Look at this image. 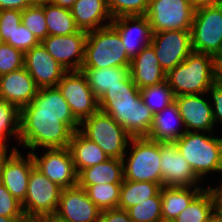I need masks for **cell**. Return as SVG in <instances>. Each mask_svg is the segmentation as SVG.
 Instances as JSON below:
<instances>
[{
	"label": "cell",
	"mask_w": 222,
	"mask_h": 222,
	"mask_svg": "<svg viewBox=\"0 0 222 222\" xmlns=\"http://www.w3.org/2000/svg\"><path fill=\"white\" fill-rule=\"evenodd\" d=\"M99 109L114 118L132 137L148 136L154 114L143 103L131 74L102 95Z\"/></svg>",
	"instance_id": "6da1fadb"
},
{
	"label": "cell",
	"mask_w": 222,
	"mask_h": 222,
	"mask_svg": "<svg viewBox=\"0 0 222 222\" xmlns=\"http://www.w3.org/2000/svg\"><path fill=\"white\" fill-rule=\"evenodd\" d=\"M79 125L73 114L20 113L18 144L28 152L37 148H67Z\"/></svg>",
	"instance_id": "7a4b0ae2"
},
{
	"label": "cell",
	"mask_w": 222,
	"mask_h": 222,
	"mask_svg": "<svg viewBox=\"0 0 222 222\" xmlns=\"http://www.w3.org/2000/svg\"><path fill=\"white\" fill-rule=\"evenodd\" d=\"M219 78L220 68L217 59L212 55L194 51L166 74V82L175 97L207 94Z\"/></svg>",
	"instance_id": "3957f363"
},
{
	"label": "cell",
	"mask_w": 222,
	"mask_h": 222,
	"mask_svg": "<svg viewBox=\"0 0 222 222\" xmlns=\"http://www.w3.org/2000/svg\"><path fill=\"white\" fill-rule=\"evenodd\" d=\"M185 132L175 144L194 174L201 180L209 173H222V137L213 132Z\"/></svg>",
	"instance_id": "277c9868"
},
{
	"label": "cell",
	"mask_w": 222,
	"mask_h": 222,
	"mask_svg": "<svg viewBox=\"0 0 222 222\" xmlns=\"http://www.w3.org/2000/svg\"><path fill=\"white\" fill-rule=\"evenodd\" d=\"M119 33L111 26L87 32L82 68L130 67Z\"/></svg>",
	"instance_id": "5b68a950"
},
{
	"label": "cell",
	"mask_w": 222,
	"mask_h": 222,
	"mask_svg": "<svg viewBox=\"0 0 222 222\" xmlns=\"http://www.w3.org/2000/svg\"><path fill=\"white\" fill-rule=\"evenodd\" d=\"M78 131L95 142L110 158L122 159L132 138L114 118L100 110L81 121Z\"/></svg>",
	"instance_id": "8992f818"
},
{
	"label": "cell",
	"mask_w": 222,
	"mask_h": 222,
	"mask_svg": "<svg viewBox=\"0 0 222 222\" xmlns=\"http://www.w3.org/2000/svg\"><path fill=\"white\" fill-rule=\"evenodd\" d=\"M129 145H132L129 155L126 152L122 158L124 179L154 182L162 186L160 142L147 137H132Z\"/></svg>",
	"instance_id": "52a82bcc"
},
{
	"label": "cell",
	"mask_w": 222,
	"mask_h": 222,
	"mask_svg": "<svg viewBox=\"0 0 222 222\" xmlns=\"http://www.w3.org/2000/svg\"><path fill=\"white\" fill-rule=\"evenodd\" d=\"M190 32L192 50L217 59L222 53V3L196 7Z\"/></svg>",
	"instance_id": "ba28073f"
},
{
	"label": "cell",
	"mask_w": 222,
	"mask_h": 222,
	"mask_svg": "<svg viewBox=\"0 0 222 222\" xmlns=\"http://www.w3.org/2000/svg\"><path fill=\"white\" fill-rule=\"evenodd\" d=\"M62 189L34 166L28 181L27 195L21 203L28 222L36 217L55 215Z\"/></svg>",
	"instance_id": "9c48e42d"
},
{
	"label": "cell",
	"mask_w": 222,
	"mask_h": 222,
	"mask_svg": "<svg viewBox=\"0 0 222 222\" xmlns=\"http://www.w3.org/2000/svg\"><path fill=\"white\" fill-rule=\"evenodd\" d=\"M195 8L190 0H151L145 16L152 33L191 30Z\"/></svg>",
	"instance_id": "30bf717a"
},
{
	"label": "cell",
	"mask_w": 222,
	"mask_h": 222,
	"mask_svg": "<svg viewBox=\"0 0 222 222\" xmlns=\"http://www.w3.org/2000/svg\"><path fill=\"white\" fill-rule=\"evenodd\" d=\"M56 87L79 122L100 110L99 99L94 95L82 71H67Z\"/></svg>",
	"instance_id": "8fae6325"
},
{
	"label": "cell",
	"mask_w": 222,
	"mask_h": 222,
	"mask_svg": "<svg viewBox=\"0 0 222 222\" xmlns=\"http://www.w3.org/2000/svg\"><path fill=\"white\" fill-rule=\"evenodd\" d=\"M150 45L163 71L167 74L193 51L190 30H167L152 34Z\"/></svg>",
	"instance_id": "7c38bea8"
},
{
	"label": "cell",
	"mask_w": 222,
	"mask_h": 222,
	"mask_svg": "<svg viewBox=\"0 0 222 222\" xmlns=\"http://www.w3.org/2000/svg\"><path fill=\"white\" fill-rule=\"evenodd\" d=\"M45 150L41 156L36 151L30 152L35 167L63 189L76 186L78 173L68 147Z\"/></svg>",
	"instance_id": "4fadbf2b"
},
{
	"label": "cell",
	"mask_w": 222,
	"mask_h": 222,
	"mask_svg": "<svg viewBox=\"0 0 222 222\" xmlns=\"http://www.w3.org/2000/svg\"><path fill=\"white\" fill-rule=\"evenodd\" d=\"M10 150L0 164V181L22 203L27 195L29 177L35 164L30 152L24 158L16 146Z\"/></svg>",
	"instance_id": "5bb4252c"
},
{
	"label": "cell",
	"mask_w": 222,
	"mask_h": 222,
	"mask_svg": "<svg viewBox=\"0 0 222 222\" xmlns=\"http://www.w3.org/2000/svg\"><path fill=\"white\" fill-rule=\"evenodd\" d=\"M87 32L71 35H48L41 43L47 52L67 71H80L84 62Z\"/></svg>",
	"instance_id": "9a60e30c"
},
{
	"label": "cell",
	"mask_w": 222,
	"mask_h": 222,
	"mask_svg": "<svg viewBox=\"0 0 222 222\" xmlns=\"http://www.w3.org/2000/svg\"><path fill=\"white\" fill-rule=\"evenodd\" d=\"M162 186L200 187L202 182L179 152L175 142H160Z\"/></svg>",
	"instance_id": "2e32d148"
},
{
	"label": "cell",
	"mask_w": 222,
	"mask_h": 222,
	"mask_svg": "<svg viewBox=\"0 0 222 222\" xmlns=\"http://www.w3.org/2000/svg\"><path fill=\"white\" fill-rule=\"evenodd\" d=\"M101 210L78 185L61 191L55 216L65 222H97Z\"/></svg>",
	"instance_id": "e0dca14e"
},
{
	"label": "cell",
	"mask_w": 222,
	"mask_h": 222,
	"mask_svg": "<svg viewBox=\"0 0 222 222\" xmlns=\"http://www.w3.org/2000/svg\"><path fill=\"white\" fill-rule=\"evenodd\" d=\"M24 68L37 87H56L67 70L59 64L42 43L24 53Z\"/></svg>",
	"instance_id": "ac0fdd59"
},
{
	"label": "cell",
	"mask_w": 222,
	"mask_h": 222,
	"mask_svg": "<svg viewBox=\"0 0 222 222\" xmlns=\"http://www.w3.org/2000/svg\"><path fill=\"white\" fill-rule=\"evenodd\" d=\"M204 95H179L175 97L179 113L183 118L187 132H213L216 125L213 119L212 106Z\"/></svg>",
	"instance_id": "d6986e66"
},
{
	"label": "cell",
	"mask_w": 222,
	"mask_h": 222,
	"mask_svg": "<svg viewBox=\"0 0 222 222\" xmlns=\"http://www.w3.org/2000/svg\"><path fill=\"white\" fill-rule=\"evenodd\" d=\"M111 26L119 33L130 59L150 45L153 33L145 15L117 17L113 19Z\"/></svg>",
	"instance_id": "ffe728a7"
},
{
	"label": "cell",
	"mask_w": 222,
	"mask_h": 222,
	"mask_svg": "<svg viewBox=\"0 0 222 222\" xmlns=\"http://www.w3.org/2000/svg\"><path fill=\"white\" fill-rule=\"evenodd\" d=\"M38 89L24 67L0 76V99L16 105L19 109L33 101Z\"/></svg>",
	"instance_id": "44dd1931"
},
{
	"label": "cell",
	"mask_w": 222,
	"mask_h": 222,
	"mask_svg": "<svg viewBox=\"0 0 222 222\" xmlns=\"http://www.w3.org/2000/svg\"><path fill=\"white\" fill-rule=\"evenodd\" d=\"M130 74L139 89L166 81V73L161 68L151 45L144 47L131 59Z\"/></svg>",
	"instance_id": "7402d4cb"
},
{
	"label": "cell",
	"mask_w": 222,
	"mask_h": 222,
	"mask_svg": "<svg viewBox=\"0 0 222 222\" xmlns=\"http://www.w3.org/2000/svg\"><path fill=\"white\" fill-rule=\"evenodd\" d=\"M71 12L77 27L86 32L107 27L113 21L106 0H78Z\"/></svg>",
	"instance_id": "603a6c76"
},
{
	"label": "cell",
	"mask_w": 222,
	"mask_h": 222,
	"mask_svg": "<svg viewBox=\"0 0 222 222\" xmlns=\"http://www.w3.org/2000/svg\"><path fill=\"white\" fill-rule=\"evenodd\" d=\"M185 132L183 118L179 113L177 104L173 102L162 111L154 114L147 138L158 142H175Z\"/></svg>",
	"instance_id": "cb8c5ba5"
},
{
	"label": "cell",
	"mask_w": 222,
	"mask_h": 222,
	"mask_svg": "<svg viewBox=\"0 0 222 222\" xmlns=\"http://www.w3.org/2000/svg\"><path fill=\"white\" fill-rule=\"evenodd\" d=\"M68 149L77 173L110 158L95 142L84 137L78 130L73 133Z\"/></svg>",
	"instance_id": "d4e9b609"
},
{
	"label": "cell",
	"mask_w": 222,
	"mask_h": 222,
	"mask_svg": "<svg viewBox=\"0 0 222 222\" xmlns=\"http://www.w3.org/2000/svg\"><path fill=\"white\" fill-rule=\"evenodd\" d=\"M203 189V187L162 186L160 190L162 218L175 220Z\"/></svg>",
	"instance_id": "484cf974"
},
{
	"label": "cell",
	"mask_w": 222,
	"mask_h": 222,
	"mask_svg": "<svg viewBox=\"0 0 222 222\" xmlns=\"http://www.w3.org/2000/svg\"><path fill=\"white\" fill-rule=\"evenodd\" d=\"M123 180V160L109 158L105 162L82 169L78 173L77 185L122 183Z\"/></svg>",
	"instance_id": "4316f807"
},
{
	"label": "cell",
	"mask_w": 222,
	"mask_h": 222,
	"mask_svg": "<svg viewBox=\"0 0 222 222\" xmlns=\"http://www.w3.org/2000/svg\"><path fill=\"white\" fill-rule=\"evenodd\" d=\"M20 113L73 114L57 87L38 89L33 101L22 107Z\"/></svg>",
	"instance_id": "83f0119b"
},
{
	"label": "cell",
	"mask_w": 222,
	"mask_h": 222,
	"mask_svg": "<svg viewBox=\"0 0 222 222\" xmlns=\"http://www.w3.org/2000/svg\"><path fill=\"white\" fill-rule=\"evenodd\" d=\"M94 95L100 99L102 95L130 75V67L81 68Z\"/></svg>",
	"instance_id": "f1b7e54d"
},
{
	"label": "cell",
	"mask_w": 222,
	"mask_h": 222,
	"mask_svg": "<svg viewBox=\"0 0 222 222\" xmlns=\"http://www.w3.org/2000/svg\"><path fill=\"white\" fill-rule=\"evenodd\" d=\"M161 185L147 181L123 180L120 189L118 208L128 210L144 200L155 197L161 190Z\"/></svg>",
	"instance_id": "f546056e"
},
{
	"label": "cell",
	"mask_w": 222,
	"mask_h": 222,
	"mask_svg": "<svg viewBox=\"0 0 222 222\" xmlns=\"http://www.w3.org/2000/svg\"><path fill=\"white\" fill-rule=\"evenodd\" d=\"M44 15L48 35H71L80 30L75 23L71 9L44 0Z\"/></svg>",
	"instance_id": "4dcf8cb0"
},
{
	"label": "cell",
	"mask_w": 222,
	"mask_h": 222,
	"mask_svg": "<svg viewBox=\"0 0 222 222\" xmlns=\"http://www.w3.org/2000/svg\"><path fill=\"white\" fill-rule=\"evenodd\" d=\"M216 209L215 196L209 187L204 189L181 212L175 222H204Z\"/></svg>",
	"instance_id": "1f68e13d"
},
{
	"label": "cell",
	"mask_w": 222,
	"mask_h": 222,
	"mask_svg": "<svg viewBox=\"0 0 222 222\" xmlns=\"http://www.w3.org/2000/svg\"><path fill=\"white\" fill-rule=\"evenodd\" d=\"M87 191L90 200L101 210L118 208L121 183L78 185Z\"/></svg>",
	"instance_id": "d6a6232c"
},
{
	"label": "cell",
	"mask_w": 222,
	"mask_h": 222,
	"mask_svg": "<svg viewBox=\"0 0 222 222\" xmlns=\"http://www.w3.org/2000/svg\"><path fill=\"white\" fill-rule=\"evenodd\" d=\"M143 103L156 114L175 102V95L166 81L140 89Z\"/></svg>",
	"instance_id": "836d02e7"
},
{
	"label": "cell",
	"mask_w": 222,
	"mask_h": 222,
	"mask_svg": "<svg viewBox=\"0 0 222 222\" xmlns=\"http://www.w3.org/2000/svg\"><path fill=\"white\" fill-rule=\"evenodd\" d=\"M20 133V109L5 100L0 99V141L8 147L6 141L9 137L19 142ZM8 137V138H7Z\"/></svg>",
	"instance_id": "e575fe53"
},
{
	"label": "cell",
	"mask_w": 222,
	"mask_h": 222,
	"mask_svg": "<svg viewBox=\"0 0 222 222\" xmlns=\"http://www.w3.org/2000/svg\"><path fill=\"white\" fill-rule=\"evenodd\" d=\"M41 42L48 36L44 15V0H38L22 11V22Z\"/></svg>",
	"instance_id": "d590c367"
},
{
	"label": "cell",
	"mask_w": 222,
	"mask_h": 222,
	"mask_svg": "<svg viewBox=\"0 0 222 222\" xmlns=\"http://www.w3.org/2000/svg\"><path fill=\"white\" fill-rule=\"evenodd\" d=\"M127 211L133 222H159L162 219L160 192L155 197L144 200Z\"/></svg>",
	"instance_id": "8d00e7d4"
},
{
	"label": "cell",
	"mask_w": 222,
	"mask_h": 222,
	"mask_svg": "<svg viewBox=\"0 0 222 222\" xmlns=\"http://www.w3.org/2000/svg\"><path fill=\"white\" fill-rule=\"evenodd\" d=\"M113 19L121 16L145 15L151 0H106Z\"/></svg>",
	"instance_id": "74e56055"
},
{
	"label": "cell",
	"mask_w": 222,
	"mask_h": 222,
	"mask_svg": "<svg viewBox=\"0 0 222 222\" xmlns=\"http://www.w3.org/2000/svg\"><path fill=\"white\" fill-rule=\"evenodd\" d=\"M23 67L24 53L10 44L0 43V76Z\"/></svg>",
	"instance_id": "f35d334b"
},
{
	"label": "cell",
	"mask_w": 222,
	"mask_h": 222,
	"mask_svg": "<svg viewBox=\"0 0 222 222\" xmlns=\"http://www.w3.org/2000/svg\"><path fill=\"white\" fill-rule=\"evenodd\" d=\"M22 22V11L6 9L0 10V37L2 42L13 40V32Z\"/></svg>",
	"instance_id": "ab89813d"
},
{
	"label": "cell",
	"mask_w": 222,
	"mask_h": 222,
	"mask_svg": "<svg viewBox=\"0 0 222 222\" xmlns=\"http://www.w3.org/2000/svg\"><path fill=\"white\" fill-rule=\"evenodd\" d=\"M0 216L26 218L19 202L0 181Z\"/></svg>",
	"instance_id": "60d3db41"
},
{
	"label": "cell",
	"mask_w": 222,
	"mask_h": 222,
	"mask_svg": "<svg viewBox=\"0 0 222 222\" xmlns=\"http://www.w3.org/2000/svg\"><path fill=\"white\" fill-rule=\"evenodd\" d=\"M6 43L25 53L41 42L21 23L13 32V40H8Z\"/></svg>",
	"instance_id": "b9f144b4"
},
{
	"label": "cell",
	"mask_w": 222,
	"mask_h": 222,
	"mask_svg": "<svg viewBox=\"0 0 222 222\" xmlns=\"http://www.w3.org/2000/svg\"><path fill=\"white\" fill-rule=\"evenodd\" d=\"M210 94V103L212 106V113L214 123L222 124V78L220 77L207 92Z\"/></svg>",
	"instance_id": "7bdbcfd3"
},
{
	"label": "cell",
	"mask_w": 222,
	"mask_h": 222,
	"mask_svg": "<svg viewBox=\"0 0 222 222\" xmlns=\"http://www.w3.org/2000/svg\"><path fill=\"white\" fill-rule=\"evenodd\" d=\"M97 222H133L128 211L119 208L101 211Z\"/></svg>",
	"instance_id": "ee69618b"
},
{
	"label": "cell",
	"mask_w": 222,
	"mask_h": 222,
	"mask_svg": "<svg viewBox=\"0 0 222 222\" xmlns=\"http://www.w3.org/2000/svg\"><path fill=\"white\" fill-rule=\"evenodd\" d=\"M38 0H0V10L13 9L23 11Z\"/></svg>",
	"instance_id": "f6af8a7d"
},
{
	"label": "cell",
	"mask_w": 222,
	"mask_h": 222,
	"mask_svg": "<svg viewBox=\"0 0 222 222\" xmlns=\"http://www.w3.org/2000/svg\"><path fill=\"white\" fill-rule=\"evenodd\" d=\"M218 186V187H217ZM215 185V187H210L214 196H215V207L216 210L222 213V182L219 185Z\"/></svg>",
	"instance_id": "bcb514c9"
},
{
	"label": "cell",
	"mask_w": 222,
	"mask_h": 222,
	"mask_svg": "<svg viewBox=\"0 0 222 222\" xmlns=\"http://www.w3.org/2000/svg\"><path fill=\"white\" fill-rule=\"evenodd\" d=\"M29 222H65L57 218L55 215L36 217Z\"/></svg>",
	"instance_id": "7dc6e473"
},
{
	"label": "cell",
	"mask_w": 222,
	"mask_h": 222,
	"mask_svg": "<svg viewBox=\"0 0 222 222\" xmlns=\"http://www.w3.org/2000/svg\"><path fill=\"white\" fill-rule=\"evenodd\" d=\"M48 1L57 6L71 9L74 3H76L78 0H48Z\"/></svg>",
	"instance_id": "c3c4849f"
},
{
	"label": "cell",
	"mask_w": 222,
	"mask_h": 222,
	"mask_svg": "<svg viewBox=\"0 0 222 222\" xmlns=\"http://www.w3.org/2000/svg\"><path fill=\"white\" fill-rule=\"evenodd\" d=\"M190 1L195 7L220 3V0H190Z\"/></svg>",
	"instance_id": "681fc988"
},
{
	"label": "cell",
	"mask_w": 222,
	"mask_h": 222,
	"mask_svg": "<svg viewBox=\"0 0 222 222\" xmlns=\"http://www.w3.org/2000/svg\"><path fill=\"white\" fill-rule=\"evenodd\" d=\"M204 222H222V213L215 209Z\"/></svg>",
	"instance_id": "f907efd6"
},
{
	"label": "cell",
	"mask_w": 222,
	"mask_h": 222,
	"mask_svg": "<svg viewBox=\"0 0 222 222\" xmlns=\"http://www.w3.org/2000/svg\"><path fill=\"white\" fill-rule=\"evenodd\" d=\"M0 222H28V220L26 218H10L0 216Z\"/></svg>",
	"instance_id": "816d5d0a"
},
{
	"label": "cell",
	"mask_w": 222,
	"mask_h": 222,
	"mask_svg": "<svg viewBox=\"0 0 222 222\" xmlns=\"http://www.w3.org/2000/svg\"><path fill=\"white\" fill-rule=\"evenodd\" d=\"M9 148L7 146H0V164L2 162V159L7 155Z\"/></svg>",
	"instance_id": "f5cc1de1"
},
{
	"label": "cell",
	"mask_w": 222,
	"mask_h": 222,
	"mask_svg": "<svg viewBox=\"0 0 222 222\" xmlns=\"http://www.w3.org/2000/svg\"><path fill=\"white\" fill-rule=\"evenodd\" d=\"M217 62H218V65H219V68H220V71L222 70V53L221 55L217 58Z\"/></svg>",
	"instance_id": "db71d44e"
},
{
	"label": "cell",
	"mask_w": 222,
	"mask_h": 222,
	"mask_svg": "<svg viewBox=\"0 0 222 222\" xmlns=\"http://www.w3.org/2000/svg\"><path fill=\"white\" fill-rule=\"evenodd\" d=\"M159 222H175V220H170V219H161Z\"/></svg>",
	"instance_id": "11a10c76"
},
{
	"label": "cell",
	"mask_w": 222,
	"mask_h": 222,
	"mask_svg": "<svg viewBox=\"0 0 222 222\" xmlns=\"http://www.w3.org/2000/svg\"><path fill=\"white\" fill-rule=\"evenodd\" d=\"M0 146H6L5 144H3L1 141H0Z\"/></svg>",
	"instance_id": "9f6ffc18"
}]
</instances>
